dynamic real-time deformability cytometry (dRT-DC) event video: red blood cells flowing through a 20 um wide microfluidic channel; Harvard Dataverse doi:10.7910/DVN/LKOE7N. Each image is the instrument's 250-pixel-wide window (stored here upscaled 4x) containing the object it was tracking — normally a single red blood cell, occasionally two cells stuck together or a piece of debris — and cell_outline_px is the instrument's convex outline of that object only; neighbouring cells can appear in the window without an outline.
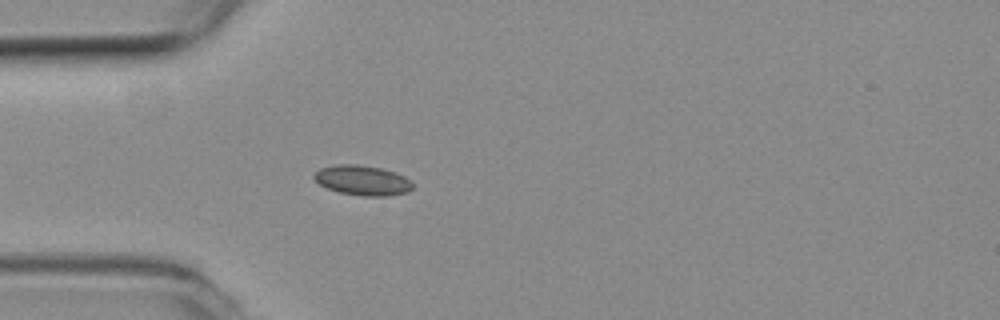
{"species": "common noctule bat (a hibernating species)", "species_latin": "Nyctalus noctula", "temperature_condition": "room temperature", "stored_images_in_passage": 4, "camera_frame_rate_fps": 3000, "um_per_image_px": 0.085, "animal": {"sex": "female", "body_mass_g": 19.3, "forearm_length_mm": 54.1}, "frame": {"image": 1, "passage_image": 3, "time_ms": 0.667, "image_size_px": [1000, 320], "cell_outline_px": [[412, 188], [408, 192], [384, 196], [364, 196], [340, 192], [328, 188], [320, 184], [312, 176], [320, 168], [336, 164], [356, 164], [380, 168], [404, 176], [412, 184]], "centroid_in_image_um": [30.78, 15.32], "position_along_channel_um": 54.2, "area_um2": 16.88}}